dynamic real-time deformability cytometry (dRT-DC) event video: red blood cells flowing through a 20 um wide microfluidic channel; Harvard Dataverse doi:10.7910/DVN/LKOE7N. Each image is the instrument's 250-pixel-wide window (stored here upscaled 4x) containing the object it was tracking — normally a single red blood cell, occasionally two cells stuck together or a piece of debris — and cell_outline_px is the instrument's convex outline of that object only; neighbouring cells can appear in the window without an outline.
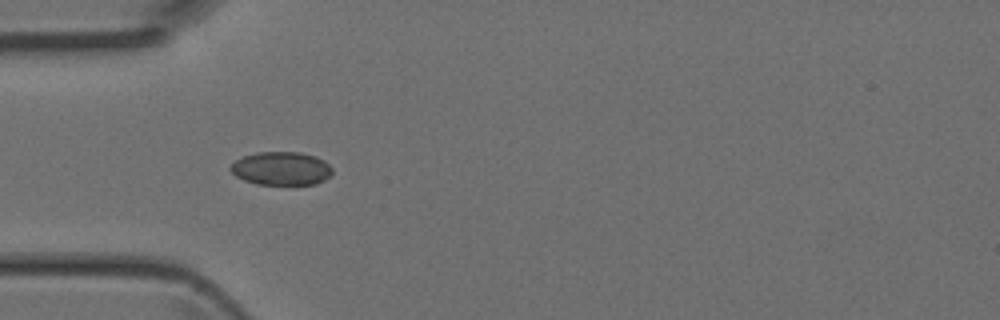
{"species": "Egyptian fruit bat (a non-hibernating species)", "species_latin": "Rousettus aegyptiacus", "temperature_condition": "room temperature", "stored_images_in_passage": 5, "camera_frame_rate_fps": 3000, "um_per_image_px": 0.085, "animal": {"sex": "female"}, "frame": {"image": 1, "passage_image": 4, "time_ms": 1.0, "image_size_px": [1000, 320], "cell_outline_px": [[332, 172], [324, 180], [316, 184], [256, 184], [244, 180], [236, 176], [228, 168], [236, 160], [244, 156], [256, 152], [300, 152], [316, 156], [324, 160], [332, 168]], "centroid_in_image_um": [23.9, 14.31], "position_along_channel_um": 61.1, "area_um2": 19.77}}
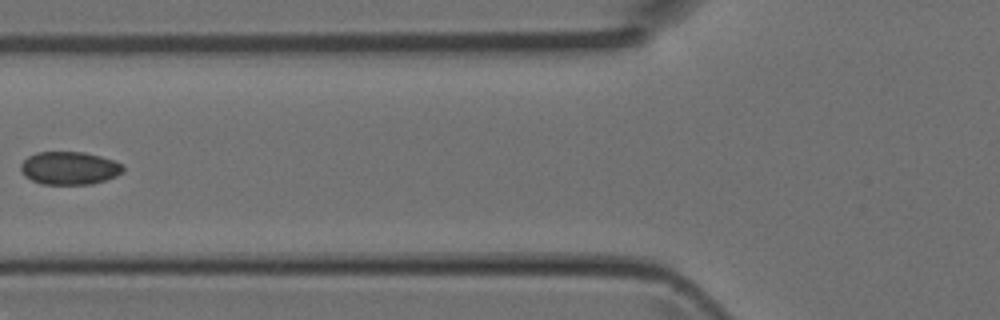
{"frame": {"image": 2, "passage_image": 5, "time_ms": 1.333, "image_size_px": [1000, 320], "cell_outline_px": [[124, 172], [116, 176], [92, 184], [40, 184], [24, 176], [20, 168], [20, 164], [28, 156], [36, 152], [84, 152], [100, 156], [124, 164]], "centroid_in_image_um": [5.9, 14.29], "position_along_channel_um": 119.9, "area_um2": 19.77}}